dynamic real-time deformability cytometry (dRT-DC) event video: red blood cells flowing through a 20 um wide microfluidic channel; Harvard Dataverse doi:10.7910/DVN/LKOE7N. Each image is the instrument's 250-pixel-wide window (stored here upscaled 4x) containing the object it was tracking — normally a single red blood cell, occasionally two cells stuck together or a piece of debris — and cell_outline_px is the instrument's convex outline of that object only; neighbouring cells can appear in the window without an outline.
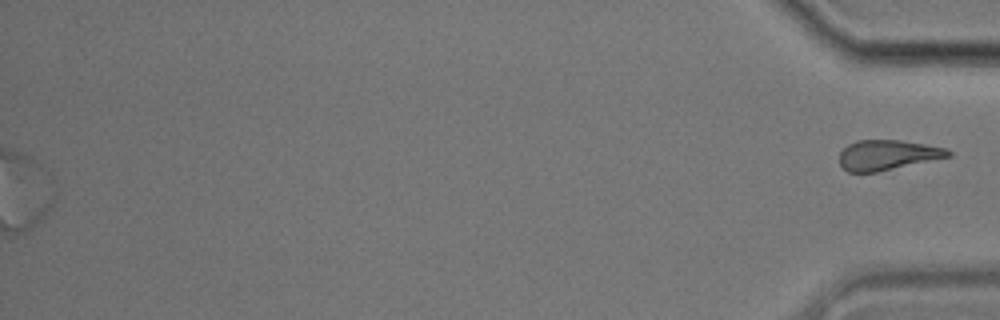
{"species": "common noctule bat (a hibernating species)", "species_latin": "Nyctalus noctula", "temperature_condition": "cold", "stored_images_in_passage": 57, "segment_of_instrument_passage": [2, 2], "camera_frame_rate_fps": 3000, "um_per_image_px": 0.085, "animal": {"sex": "male", "body_mass_g": 17.9}, "frame": {"image": 1, "passage_image": 57, "time_ms": 18.667, "image_size_px": [1000, 320], "cell_outline_px": [[952, 156], [876, 172], [848, 172], [840, 164], [840, 152], [848, 144], [856, 140], [900, 140], [948, 148], [952, 152]], "centroid_in_image_um": [75.45, 13.17], "position_along_channel_um": 359.7, "area_um2": 19.02}}